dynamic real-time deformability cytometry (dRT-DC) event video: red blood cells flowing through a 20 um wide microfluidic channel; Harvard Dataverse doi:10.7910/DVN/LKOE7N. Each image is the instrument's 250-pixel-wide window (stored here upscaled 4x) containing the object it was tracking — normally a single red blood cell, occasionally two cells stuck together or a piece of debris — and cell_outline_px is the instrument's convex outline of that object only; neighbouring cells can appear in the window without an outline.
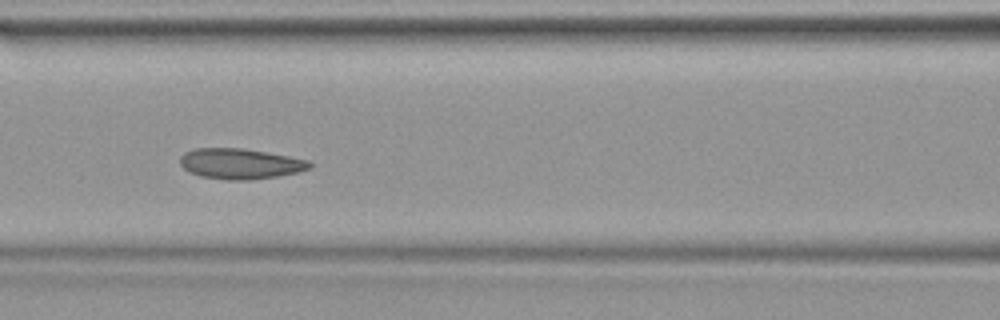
{"species": "common noctule bat (a hibernating species)", "species_latin": "Nyctalus noctula", "temperature_condition": "warm", "stored_images_in_passage": 40, "camera_frame_rate_fps": 3000, "um_per_image_px": 0.085, "animal": {"sex": "female", "body_mass_g": 19.9}, "frame": {"image": 1, "passage_image": 18, "time_ms": 5.667, "image_size_px": [1000, 320], "cell_outline_px": [[312, 168], [296, 172], [276, 176], [248, 180], [228, 180], [200, 176], [188, 172], [180, 164], [180, 156], [184, 152], [196, 148], [244, 148], [288, 156], [308, 160], [312, 164]], "centroid_in_image_um": [20.39, 13.91], "position_along_channel_um": 146.2, "area_um2": 23.0}}